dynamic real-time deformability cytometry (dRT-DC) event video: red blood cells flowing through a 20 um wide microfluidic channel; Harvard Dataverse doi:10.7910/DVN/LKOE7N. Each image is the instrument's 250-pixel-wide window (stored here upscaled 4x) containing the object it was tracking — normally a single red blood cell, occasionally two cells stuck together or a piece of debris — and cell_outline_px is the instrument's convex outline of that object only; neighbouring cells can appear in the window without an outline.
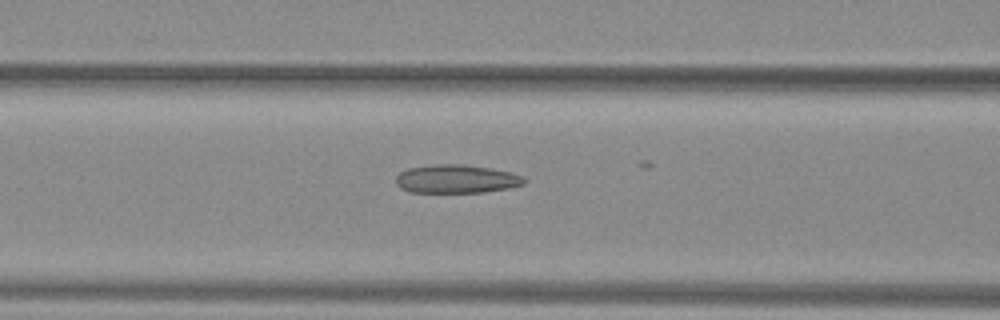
{"species": "common noctule bat (a hibernating species)", "species_latin": "Nyctalus noctula", "temperature_condition": "warm", "stored_images_in_passage": 24, "camera_frame_rate_fps": 3000, "um_per_image_px": 0.085, "animal": {"sex": "female", "body_mass_g": 29.2, "forearm_length_mm": 56.3}, "frame": {"image": 1, "passage_image": 10, "time_ms": 3.0, "image_size_px": [1000, 320], "cell_outline_px": [[524, 184], [508, 188], [484, 192], [408, 192], [400, 188], [396, 184], [396, 176], [400, 172], [408, 168], [432, 164], [460, 164], [488, 168], [508, 172], [524, 176]], "centroid_in_image_um": [38.74, 15.21], "position_along_channel_um": 127.9, "area_um2": 21.15}}
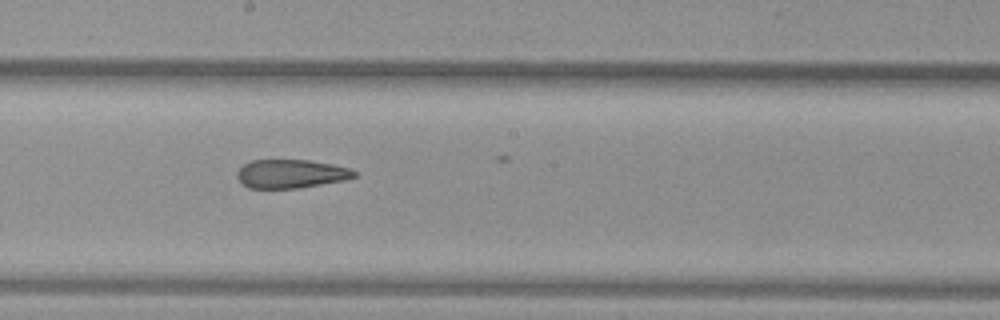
{"frame": {"image": 2, "passage_image": 17, "time_ms": 5.333, "image_size_px": [1000, 320], "cell_outline_px": [[356, 176], [344, 180], [296, 188], [248, 188], [236, 176], [236, 172], [244, 164], [252, 160], [308, 160], [332, 164], [352, 168], [356, 172]], "centroid_in_image_um": [24.73, 14.76], "position_along_channel_um": 223.5, "area_um2": 19.42}}
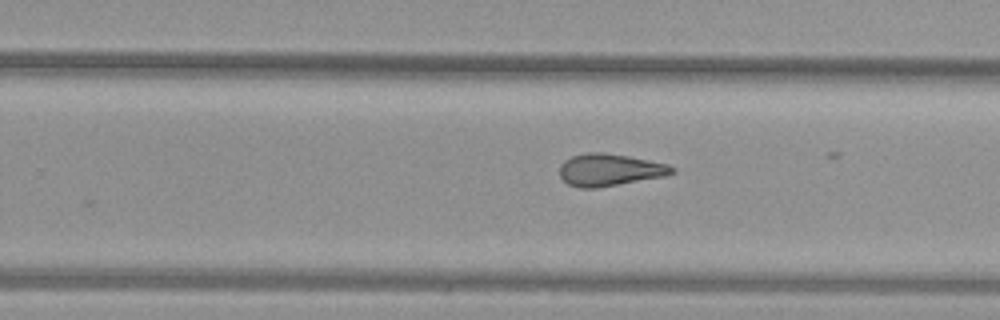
{"frame": {"image": 3, "passage_image": 21, "time_ms": 6.667, "image_size_px": [1000, 320], "cell_outline_px": [[676, 172], [664, 176], [596, 188], [580, 188], [568, 184], [560, 176], [560, 164], [564, 160], [572, 156], [588, 152], [604, 152], [628, 156], [668, 164], [676, 168]], "centroid_in_image_um": [51.81, 14.43], "position_along_channel_um": 278.0, "area_um2": 21.04}}